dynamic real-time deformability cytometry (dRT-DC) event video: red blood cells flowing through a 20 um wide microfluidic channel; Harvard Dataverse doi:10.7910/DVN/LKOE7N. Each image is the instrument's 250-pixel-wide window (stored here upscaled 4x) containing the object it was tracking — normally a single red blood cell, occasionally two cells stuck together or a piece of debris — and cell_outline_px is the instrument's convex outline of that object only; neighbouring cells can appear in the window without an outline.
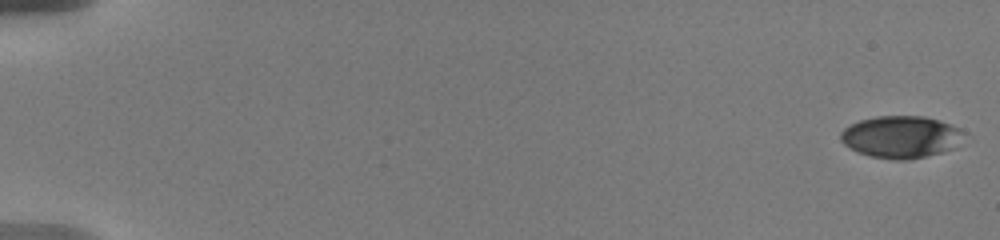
{"species": "human", "species_latin": "Homo sapiens", "temperature_condition": "warm", "stored_images_in_passage": 43, "camera_frame_rate_fps": 3000, "um_per_image_px": 0.085, "donor": {"sex": "male"}, "frame": {"image": 1, "passage_image": 1, "time_ms": 0.0, "image_size_px": [1000, 240], "cell_outline_px": [[960, 128], [952, 148], [940, 152], [908, 160], [892, 160], [872, 156], [860, 152], [844, 144], [840, 140], [840, 132], [844, 128], [860, 120], [876, 116], [924, 116], [940, 120]], "centroid_in_image_um": [76.48, 11.62], "position_along_channel_um": 8.5, "area_um2": 29.42}}
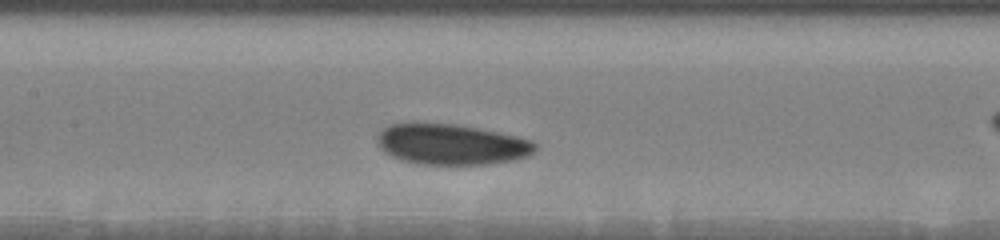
{"frame": {"image": 2, "passage_image": 32, "time_ms": 8.0, "image_size_px": [1000, 240], "cell_outline_px": [[536, 148], [528, 156], [512, 160], [488, 164], [420, 164], [404, 160], [392, 156], [384, 152], [376, 144], [376, 136], [384, 128], [392, 124], [412, 120], [416, 120], [456, 124], [516, 136], [532, 140], [536, 144]], "centroid_in_image_um": [38.29, 12.23], "position_along_channel_um": 169.1, "area_um2": 37.92}}
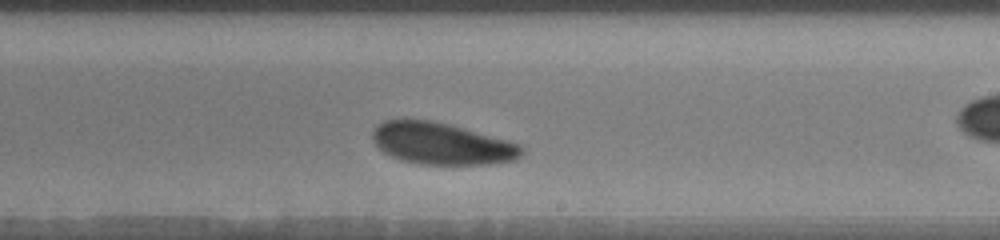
{"frame": {"image": 3, "passage_image": 42, "time_ms": 10.333, "image_size_px": [1000, 240], "cell_outline_px": [[524, 152], [516, 160], [492, 164], [420, 164], [400, 160], [384, 152], [372, 140], [372, 128], [384, 120], [432, 120], [452, 124], [508, 140], [520, 144], [524, 148]], "centroid_in_image_um": [37.57, 12.2], "position_along_channel_um": 251.4, "area_um2": 36.59}}